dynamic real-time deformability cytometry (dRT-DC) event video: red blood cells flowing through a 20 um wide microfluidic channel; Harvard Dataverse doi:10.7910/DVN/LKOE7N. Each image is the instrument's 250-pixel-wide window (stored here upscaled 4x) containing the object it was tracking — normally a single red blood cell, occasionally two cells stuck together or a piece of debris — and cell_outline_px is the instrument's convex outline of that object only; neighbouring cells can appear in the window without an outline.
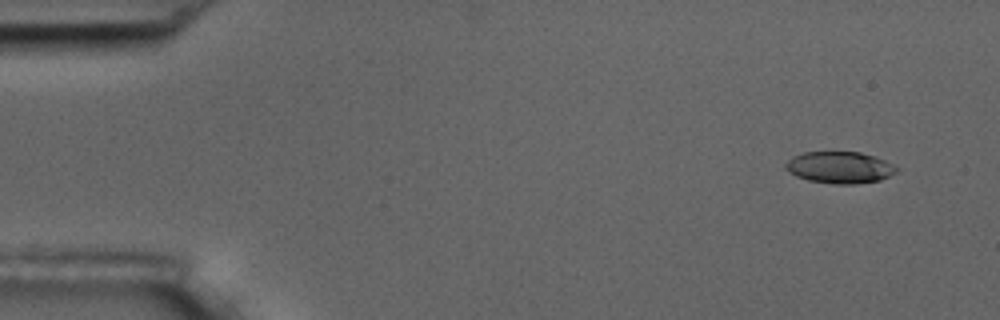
{"species": "common noctule bat (a hibernating species)", "species_latin": "Nyctalus noctula", "temperature_condition": "room temperature", "stored_images_in_passage": 4, "camera_frame_rate_fps": 3000, "um_per_image_px": 0.085, "animal": {"sex": "male", "body_mass_g": 17.5, "forearm_length_mm": 52.3}, "frame": {"image": 1, "passage_image": 1, "time_ms": 0.0, "image_size_px": [1000, 320], "cell_outline_px": [[900, 168], [896, 172], [880, 180], [856, 184], [832, 184], [808, 180], [796, 176], [784, 168], [784, 164], [792, 156], [804, 152], [860, 152], [876, 156]], "centroid_in_image_um": [71.37, 14.23], "position_along_channel_um": 13.6, "area_um2": 20.63}}